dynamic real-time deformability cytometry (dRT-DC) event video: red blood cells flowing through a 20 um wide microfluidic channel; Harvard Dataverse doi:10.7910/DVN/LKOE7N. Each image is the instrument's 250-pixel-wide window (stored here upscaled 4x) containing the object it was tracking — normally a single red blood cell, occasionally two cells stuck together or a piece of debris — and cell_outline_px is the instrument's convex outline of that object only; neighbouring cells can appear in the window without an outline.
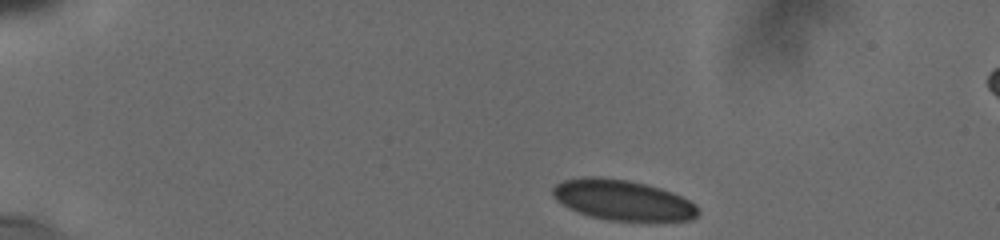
{"species": "human", "species_latin": "Homo sapiens", "temperature_condition": "cold", "stored_images_in_passage": 3, "camera_frame_rate_fps": 3000, "um_per_image_px": 0.085, "donor": {"sex": "male"}, "frame": {"image": 1, "passage_image": 1, "time_ms": 0.0, "image_size_px": [1000, 240], "cell_outline_px": [[700, 212], [692, 220], [608, 220], [588, 216], [568, 208], [556, 200], [552, 196], [552, 188], [556, 184], [564, 180], [584, 176], [596, 176], [628, 180], [648, 184], [672, 192], [696, 204]], "centroid_in_image_um": [52.89, 16.99], "position_along_channel_um": 32.1, "area_um2": 34.28}}